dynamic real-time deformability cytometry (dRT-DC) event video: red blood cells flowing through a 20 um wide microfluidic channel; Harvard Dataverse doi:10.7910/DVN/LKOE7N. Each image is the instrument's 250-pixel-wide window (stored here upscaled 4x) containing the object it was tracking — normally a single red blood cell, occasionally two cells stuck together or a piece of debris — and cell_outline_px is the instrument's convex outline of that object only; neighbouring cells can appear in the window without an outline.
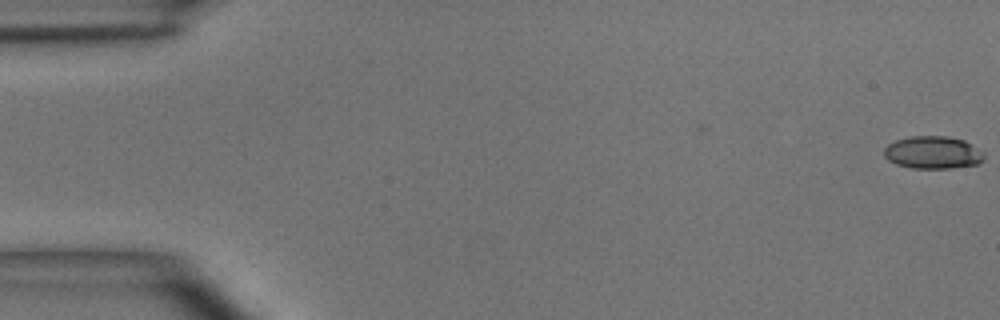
{"species": "common noctule bat (a hibernating species)", "species_latin": "Nyctalus noctula", "temperature_condition": "room temperature", "stored_images_in_passage": 6, "camera_frame_rate_fps": 3000, "um_per_image_px": 0.085, "animal": {"sex": "male", "body_mass_g": 15.6}, "frame": {"image": 1, "passage_image": 1, "time_ms": 0.0, "image_size_px": [1000, 320], "cell_outline_px": [[984, 160], [976, 164], [948, 168], [912, 168], [896, 164], [888, 160], [884, 156], [884, 148], [888, 144], [896, 140], [912, 136], [948, 136], [964, 140], [984, 152]], "centroid_in_image_um": [79.29, 12.96], "position_along_channel_um": 5.7, "area_um2": 18.96}}
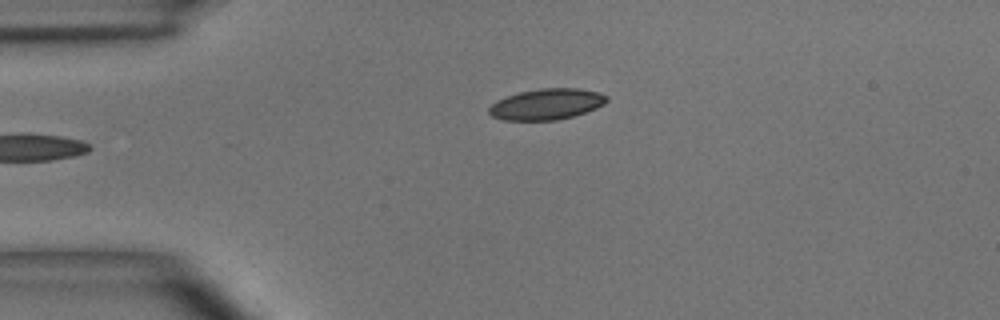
{"frame": {"image": 2, "passage_image": 6, "time_ms": 5.667, "image_size_px": [1000, 320], "cell_outline_px": [[608, 100], [604, 104], [596, 108], [572, 116], [556, 120], [504, 120], [492, 116], [488, 112], [488, 108], [496, 100], [520, 92], [540, 88], [580, 88], [600, 92], [608, 96]], "centroid_in_image_um": [46.47, 8.84], "position_along_channel_um": 38.5, "area_um2": 21.21}}